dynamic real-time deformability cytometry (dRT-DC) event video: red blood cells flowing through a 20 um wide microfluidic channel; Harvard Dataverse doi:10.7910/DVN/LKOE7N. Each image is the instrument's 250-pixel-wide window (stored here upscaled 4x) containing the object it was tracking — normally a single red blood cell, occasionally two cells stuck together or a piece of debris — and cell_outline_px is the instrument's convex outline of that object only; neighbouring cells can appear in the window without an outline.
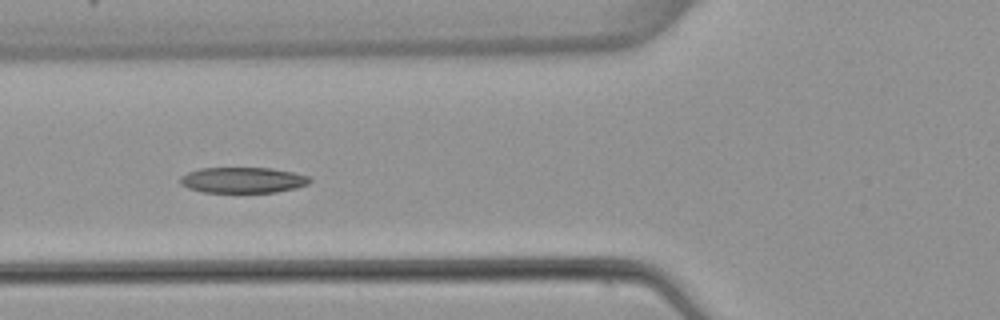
{"species": "common noctule bat (a hibernating species)", "species_latin": "Nyctalus noctula", "temperature_condition": "warm", "stored_images_in_passage": 7, "camera_frame_rate_fps": 3000, "um_per_image_px": 0.085, "animal": {"sex": "female", "body_mass_g": 22.7, "forearm_length_mm": 54.2}, "frame": {"image": 1, "passage_image": 6, "time_ms": 6.0, "image_size_px": [1000, 320], "cell_outline_px": [[312, 180], [308, 184], [296, 188], [276, 192], [204, 192], [188, 188], [180, 184], [180, 176], [188, 172], [200, 168], [272, 168], [292, 172], [308, 176]], "centroid_in_image_um": [20.63, 15.3], "position_along_channel_um": 105.2, "area_um2": 19.42}}
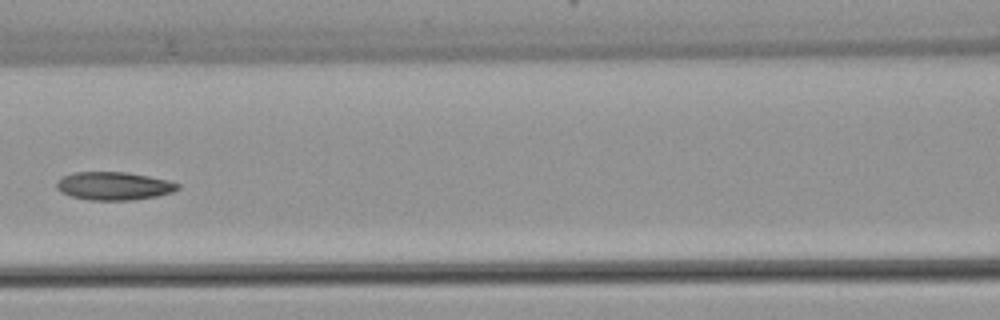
{"frame": {"image": 2, "passage_image": 7, "time_ms": 7.333, "image_size_px": [1000, 320], "cell_outline_px": [[180, 188], [172, 192], [156, 196], [132, 200], [88, 200], [72, 196], [56, 188], [56, 184], [64, 176], [76, 172], [128, 172], [168, 180], [180, 184]], "centroid_in_image_um": [9.72, 15.8], "position_along_channel_um": 156.9, "area_um2": 19.65}}